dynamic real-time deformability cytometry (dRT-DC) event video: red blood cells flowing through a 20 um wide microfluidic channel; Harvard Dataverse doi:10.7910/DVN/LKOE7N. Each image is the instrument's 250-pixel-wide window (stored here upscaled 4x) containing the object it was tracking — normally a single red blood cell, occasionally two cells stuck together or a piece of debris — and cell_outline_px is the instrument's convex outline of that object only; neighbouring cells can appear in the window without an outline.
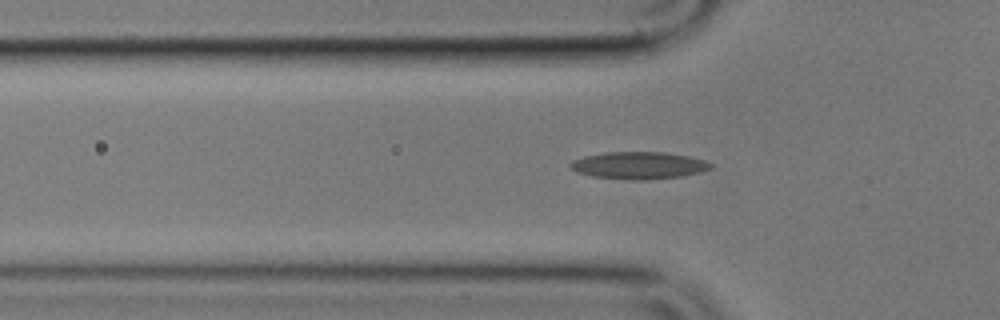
{"species": "common noctule bat (a hibernating species)", "species_latin": "Nyctalus noctula", "temperature_condition": "cold", "stored_images_in_passage": 49, "camera_frame_rate_fps": 3000, "um_per_image_px": 0.085, "animal": {"sex": "male", "body_mass_g": 17.9}, "frame": {"image": 1, "passage_image": 16, "time_ms": 5.0, "image_size_px": [1000, 320], "cell_outline_px": [[712, 168], [700, 172], [680, 176], [644, 180], [636, 180], [592, 176], [576, 172], [568, 168], [568, 164], [572, 160], [584, 156], [604, 152], [664, 152], [688, 156], [704, 160], [712, 164]], "centroid_in_image_um": [54.24, 14.05], "position_along_channel_um": 71.6, "area_um2": 22.25}}
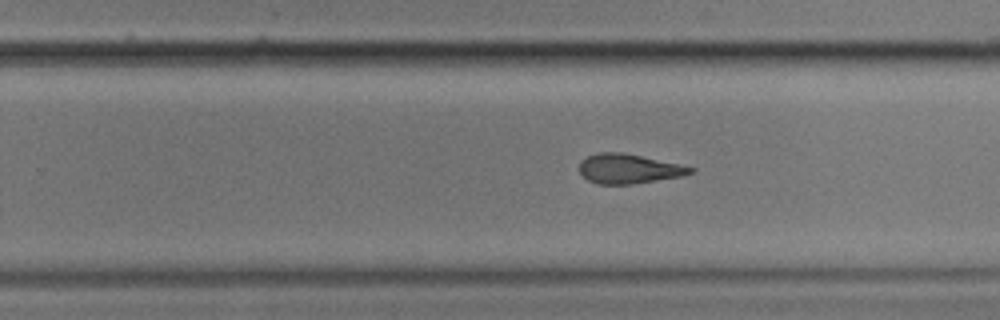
{"frame": {"image": 2, "passage_image": 33, "time_ms": 10.667, "image_size_px": [1000, 320], "cell_outline_px": [[696, 168], [692, 172], [684, 176], [632, 184], [596, 184], [588, 180], [580, 172], [580, 160], [588, 156], [600, 152], [620, 152], [640, 156]], "centroid_in_image_um": [53.42, 14.35], "position_along_channel_um": 276.4, "area_um2": 18.9}}
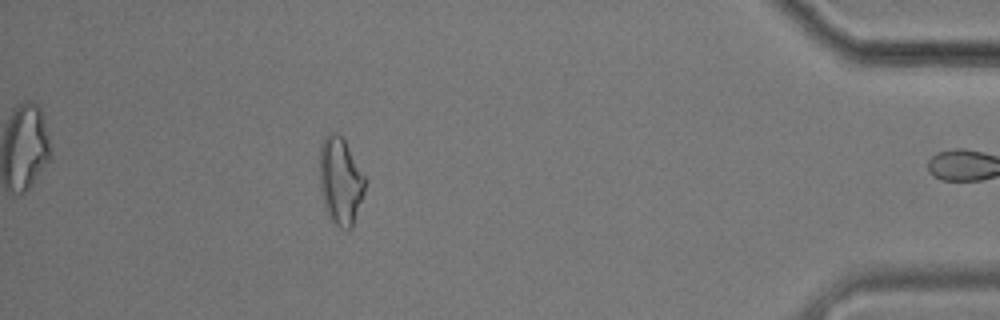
{"frame": {"image": 3, "passage_image": 48, "time_ms": 15.667, "image_size_px": [1000, 320], "cell_outline_px": [[364, 192], [352, 228], [348, 232], [340, 228], [328, 220], [324, 208], [320, 192], [320, 144], [324, 136], [328, 132], [336, 132], [344, 140], [364, 176]], "centroid_in_image_um": [28.89, 15.45], "position_along_channel_um": 406.3, "area_um2": 23.29}, "authors_computed_cell_mechanics": {"area_um2": 20.5768, "velocity_mm_per_s": 3.5991, "shape_relaxation_time_tau1_ms": 9.8547, "shape_relaxation_time_tau2_ms": 3.1408, "deformation_change_tau1": 0.2077, "deformation_change_tau2": 0.1368}}